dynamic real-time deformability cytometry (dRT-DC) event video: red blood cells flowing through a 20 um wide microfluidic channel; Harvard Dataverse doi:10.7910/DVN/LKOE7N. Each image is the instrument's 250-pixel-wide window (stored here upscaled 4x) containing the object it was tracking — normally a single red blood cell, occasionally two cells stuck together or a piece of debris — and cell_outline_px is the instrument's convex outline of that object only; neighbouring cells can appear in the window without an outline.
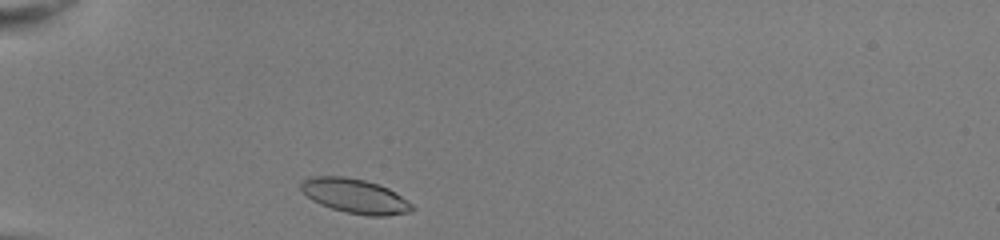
{"species": "common noctule bat (a hibernating species)", "species_latin": "Nyctalus noctula", "temperature_condition": "room temperature", "stored_images_in_passage": 32, "camera_frame_rate_fps": 3000, "um_per_image_px": 0.085, "animal": {"sex": "female", "body_mass_g": 22.0, "forearm_length_mm": 56.7}, "frame": {"image": 1, "passage_image": 2, "time_ms": 0.333, "image_size_px": [1000, 240], "cell_outline_px": [[416, 208], [412, 212], [388, 216], [368, 216], [344, 212], [320, 204], [312, 200], [300, 188], [300, 184], [304, 180], [316, 176], [344, 176], [364, 180], [388, 188], [408, 200]], "centroid_in_image_um": [30.22, 16.68], "position_along_channel_um": 54.8, "area_um2": 22.31}}
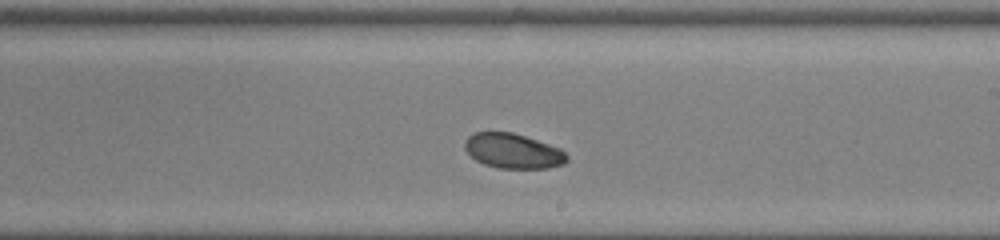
{"frame": {"image": 2, "passage_image": 18, "time_ms": 5.667, "image_size_px": [1000, 240], "cell_outline_px": [[568, 160], [564, 164], [548, 168], [496, 168], [484, 164], [476, 160], [464, 148], [464, 140], [468, 136], [476, 132], [512, 132], [560, 148], [568, 156]], "centroid_in_image_um": [43.6, 12.84], "position_along_channel_um": 245.4, "area_um2": 20.69}}
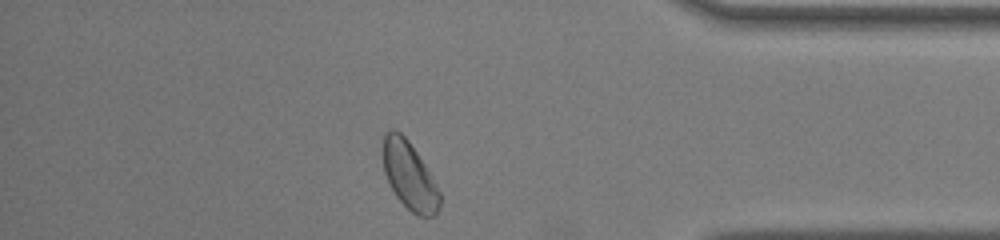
{"frame": {"image": 3, "passage_image": 31, "time_ms": 10.0, "image_size_px": [1000, 240], "cell_outline_px": [[440, 208], [436, 216], [416, 216], [396, 196], [384, 172], [384, 132], [392, 128], [400, 132], [408, 140], [424, 164], [440, 192]], "centroid_in_image_um": [34.81, 14.95], "position_along_channel_um": 400.4, "area_um2": 22.02}, "authors_computed_cell_mechanics": {"area_um2": 21.386, "velocity_mm_per_s": 3.9852, "shape_relaxation_time_tau1_ms": 2.8779, "shape_relaxation_time_tau2_ms": 3.6216, "deformation_change_tau1": 0.1036, "deformation_change_tau2": 0.0503}}